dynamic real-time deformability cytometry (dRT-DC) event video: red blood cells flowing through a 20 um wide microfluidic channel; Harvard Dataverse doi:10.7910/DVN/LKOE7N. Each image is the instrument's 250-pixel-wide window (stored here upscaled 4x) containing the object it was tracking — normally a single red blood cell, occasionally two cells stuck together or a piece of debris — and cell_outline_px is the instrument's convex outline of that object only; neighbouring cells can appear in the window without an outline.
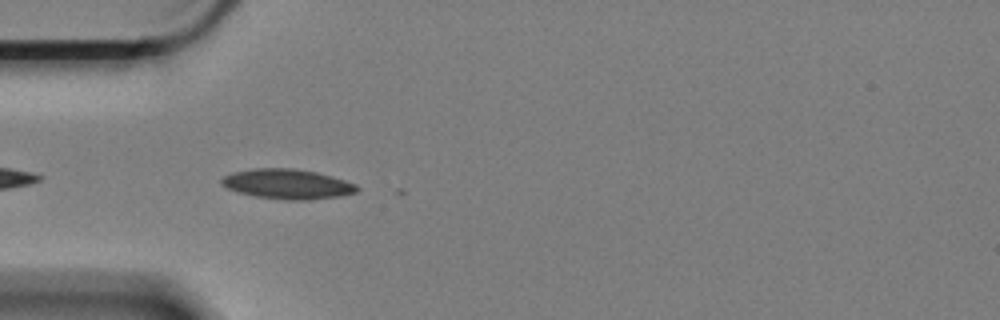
{"species": "Egyptian fruit bat (a non-hibernating species)", "species_latin": "Rousettus aegyptiacus", "temperature_condition": "cold", "stored_images_in_passage": 17, "camera_frame_rate_fps": 3000, "um_per_image_px": 0.085, "animal": {"sex": "female"}, "frame": {"image": 1, "passage_image": 3, "time_ms": 0.667, "image_size_px": [1000, 320], "cell_outline_px": [[360, 188], [356, 192], [340, 196], [308, 200], [284, 200], [256, 196], [240, 192], [228, 188], [220, 184], [220, 180], [224, 176], [232, 172], [252, 168], [292, 168], [316, 172], [332, 176], [356, 184]], "centroid_in_image_um": [24.43, 15.64], "position_along_channel_um": 60.6, "area_um2": 23.58}}
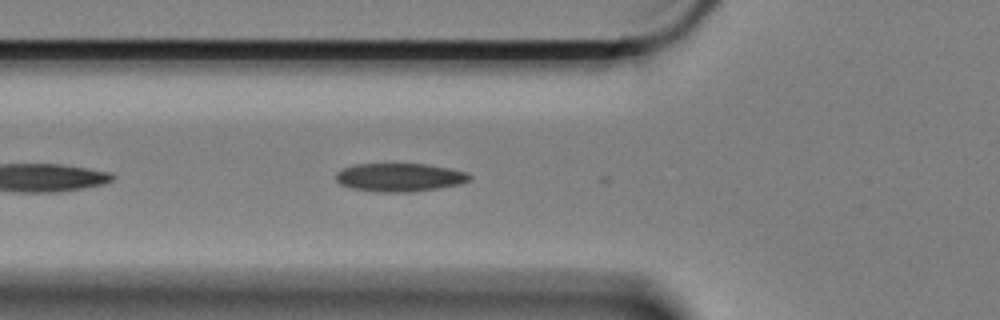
{"frame": {"image": 2, "passage_image": 6, "time_ms": 1.667, "image_size_px": [1000, 320], "cell_outline_px": [[472, 176], [468, 180], [460, 184], [412, 192], [376, 192], [352, 188], [340, 184], [336, 180], [336, 172], [352, 164], [428, 164], [468, 172]], "centroid_in_image_um": [33.95, 15.07], "position_along_channel_um": 91.8, "area_um2": 22.08}}